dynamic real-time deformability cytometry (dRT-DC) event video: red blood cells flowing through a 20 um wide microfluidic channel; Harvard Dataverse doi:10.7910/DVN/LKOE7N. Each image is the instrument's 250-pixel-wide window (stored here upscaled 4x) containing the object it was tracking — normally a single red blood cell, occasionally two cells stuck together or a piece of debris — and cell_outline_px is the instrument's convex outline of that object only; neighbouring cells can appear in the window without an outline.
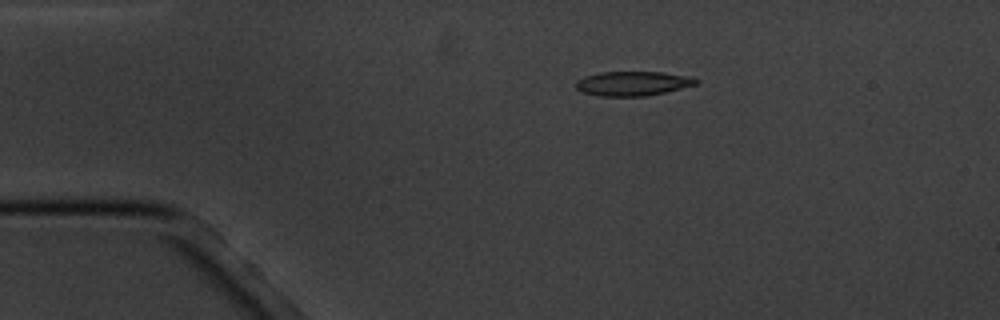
{"species": "common noctule bat (a hibernating species)", "species_latin": "Nyctalus noctula", "temperature_condition": "cold", "stored_images_in_passage": 7, "camera_frame_rate_fps": 3000, "um_per_image_px": 0.085, "animal": {"sex": "male", "body_mass_g": 20.1, "forearm_length_mm": 53.5}, "frame": {"image": 1, "passage_image": 1, "time_ms": 0.0, "image_size_px": [1000, 320], "cell_outline_px": [[700, 80], [696, 84], [648, 96], [600, 96], [584, 92], [576, 88], [576, 80], [584, 76], [600, 72], [664, 72], [684, 76]], "centroid_in_image_um": [53.74, 7.09], "position_along_channel_um": 31.3, "area_um2": 16.88}}
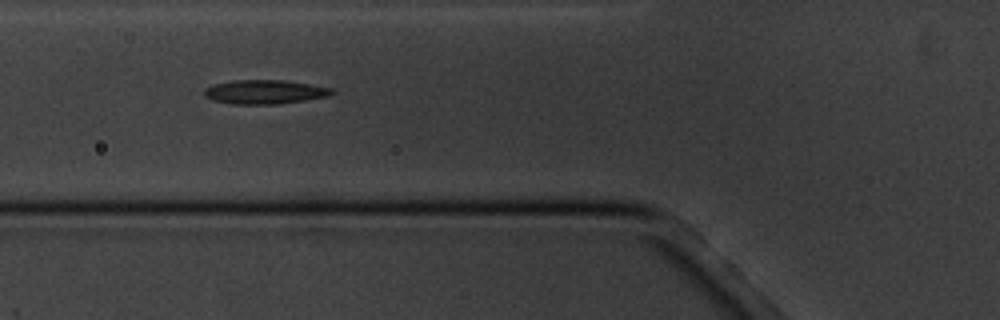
{"frame": {"image": 2, "passage_image": 4, "time_ms": 3.333, "image_size_px": [1000, 320], "cell_outline_px": [[336, 92], [328, 96], [308, 100], [276, 104], [232, 104], [212, 100], [204, 96], [204, 88], [212, 84], [232, 80], [284, 80], [332, 88]], "centroid_in_image_um": [22.48, 7.81], "position_along_channel_um": 103.3, "area_um2": 18.03}}
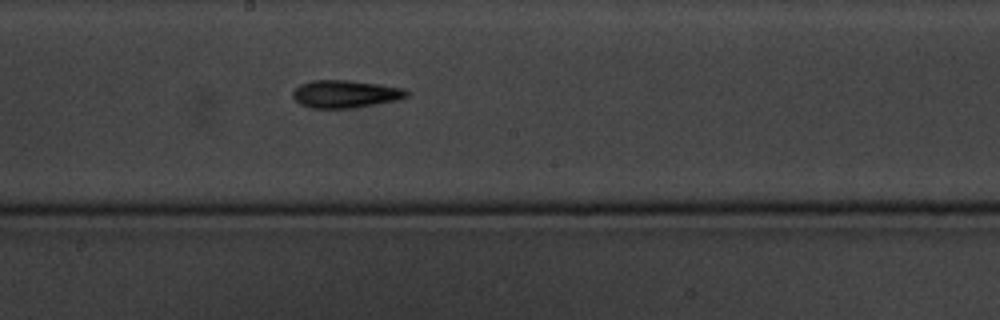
{"frame": {"image": 3, "passage_image": 7, "time_ms": 6.667, "image_size_px": [1000, 320], "cell_outline_px": [[408, 96], [396, 100], [352, 108], [312, 108], [300, 104], [292, 96], [292, 92], [300, 84], [312, 80], [344, 80], [376, 84], [404, 88], [408, 92]], "centroid_in_image_um": [29.32, 7.99], "position_along_channel_um": 218.9, "area_um2": 18.09}}